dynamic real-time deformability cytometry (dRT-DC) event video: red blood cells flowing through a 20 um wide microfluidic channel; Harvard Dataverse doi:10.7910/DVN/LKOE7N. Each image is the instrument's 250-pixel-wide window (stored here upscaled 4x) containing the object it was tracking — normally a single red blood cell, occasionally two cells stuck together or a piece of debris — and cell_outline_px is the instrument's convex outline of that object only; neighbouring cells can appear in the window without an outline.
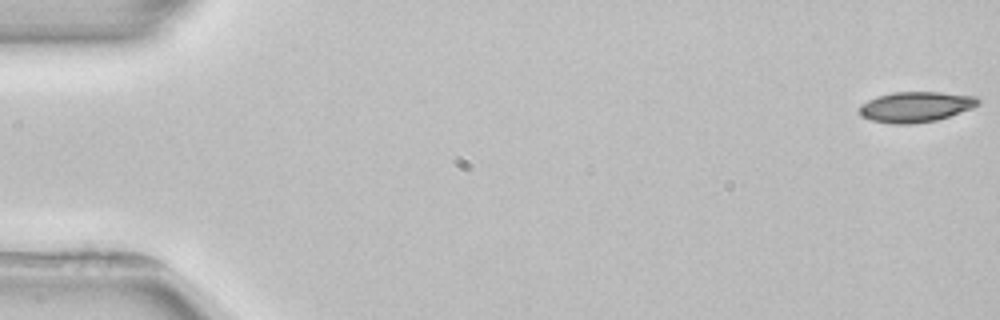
{"species": "common noctule bat (a hibernating species)", "species_latin": "Nyctalus noctula", "temperature_condition": "room temperature", "stored_images_in_passage": 4, "camera_frame_rate_fps": 3000, "um_per_image_px": 0.085, "animal": {"sex": "female", "body_mass_g": 22.7, "forearm_length_mm": 54.2}, "frame": {"image": 1, "passage_image": 1, "time_ms": 0.0, "image_size_px": [1000, 320], "cell_outline_px": [[980, 104], [972, 108], [936, 120], [912, 124], [892, 124], [872, 120], [864, 116], [860, 112], [860, 104], [876, 96], [892, 92], [940, 92], [976, 96], [980, 100]], "centroid_in_image_um": [77.85, 9.07], "position_along_channel_um": 7.2, "area_um2": 20.98}}
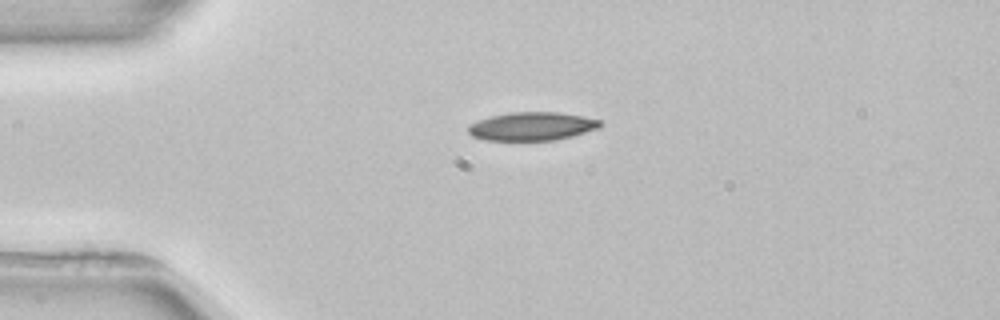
{"frame": {"image": 2, "passage_image": 3, "time_ms": 4.0, "image_size_px": [1000, 320], "cell_outline_px": [[604, 124], [600, 128], [572, 136], [556, 140], [484, 140], [472, 136], [468, 132], [468, 124], [492, 116], [512, 112], [560, 112], [584, 116], [600, 120]], "centroid_in_image_um": [45.26, 10.73], "position_along_channel_um": 39.7, "area_um2": 21.91}}
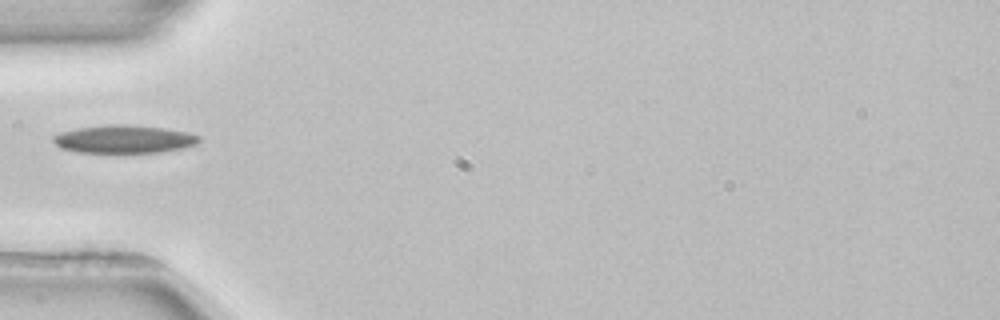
{"frame": {"image": 3, "passage_image": 4, "time_ms": 5.667, "image_size_px": [1000, 320], "cell_outline_px": [[200, 140], [196, 144], [184, 148], [160, 152], [76, 152], [60, 148], [52, 140], [52, 136], [60, 132], [76, 128], [108, 124], [124, 124], [164, 128], [188, 132], [200, 136]], "centroid_in_image_um": [10.52, 11.82], "position_along_channel_um": 74.5, "area_um2": 23.87}}